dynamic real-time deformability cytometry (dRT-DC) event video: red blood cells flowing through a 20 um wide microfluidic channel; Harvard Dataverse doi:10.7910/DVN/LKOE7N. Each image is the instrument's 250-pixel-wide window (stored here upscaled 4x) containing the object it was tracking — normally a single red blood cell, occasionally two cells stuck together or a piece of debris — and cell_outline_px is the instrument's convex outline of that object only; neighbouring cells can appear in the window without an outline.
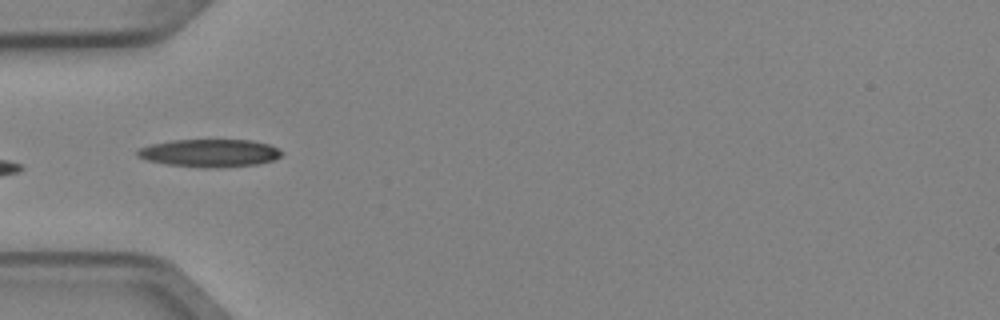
{"species": "Egyptian fruit bat (a non-hibernating species)", "species_latin": "Rousettus aegyptiacus", "temperature_condition": "cold", "stored_images_in_passage": 4, "camera_frame_rate_fps": 3000, "um_per_image_px": 0.085, "animal": {"sex": "female"}, "frame": {"image": 1, "passage_image": 4, "time_ms": 1.0, "image_size_px": [1000, 320], "cell_outline_px": [[284, 152], [280, 156], [272, 160], [256, 164], [216, 168], [204, 168], [164, 164], [148, 160], [136, 156], [136, 152], [140, 148], [152, 144], [172, 140], [252, 140], [268, 144]], "centroid_in_image_um": [17.8, 13.01], "position_along_channel_um": 67.2, "area_um2": 23.29}}